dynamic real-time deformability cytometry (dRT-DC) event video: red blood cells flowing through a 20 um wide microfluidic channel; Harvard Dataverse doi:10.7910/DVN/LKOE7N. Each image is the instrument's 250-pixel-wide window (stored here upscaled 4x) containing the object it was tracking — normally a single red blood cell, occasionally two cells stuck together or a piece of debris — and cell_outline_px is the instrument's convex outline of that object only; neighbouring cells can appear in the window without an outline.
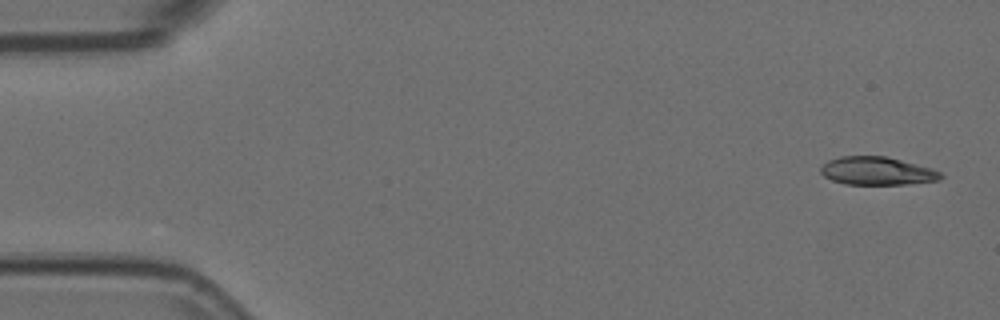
{"species": "Egyptian fruit bat (a non-hibernating species)", "species_latin": "Rousettus aegyptiacus", "temperature_condition": "room temperature", "stored_images_in_passage": 4, "camera_frame_rate_fps": 3000, "um_per_image_px": 0.085, "animal": {"sex": "female"}, "frame": {"image": 1, "passage_image": 1, "time_ms": 0.0, "image_size_px": [1000, 320], "cell_outline_px": [[944, 176], [940, 180], [904, 184], [844, 184], [832, 180], [824, 176], [820, 172], [820, 168], [828, 160], [840, 156], [884, 156], [932, 168], [940, 172]], "centroid_in_image_um": [74.53, 14.53], "position_along_channel_um": 10.5, "area_um2": 19.54}}
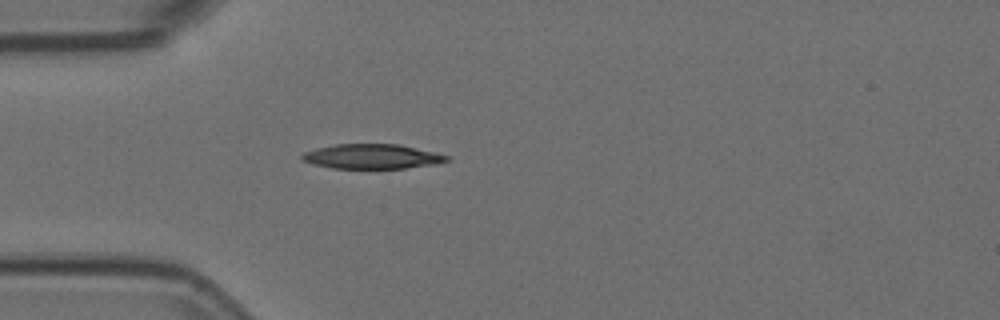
{"frame": {"image": 2, "passage_image": 4, "time_ms": 1.0, "image_size_px": [1000, 320], "cell_outline_px": [[448, 160], [436, 164], [404, 168], [332, 168], [312, 164], [304, 160], [300, 156], [304, 152], [316, 148], [336, 144], [400, 144], [436, 152], [448, 156]], "centroid_in_image_um": [31.62, 13.29], "position_along_channel_um": 53.4, "area_um2": 20.75}}